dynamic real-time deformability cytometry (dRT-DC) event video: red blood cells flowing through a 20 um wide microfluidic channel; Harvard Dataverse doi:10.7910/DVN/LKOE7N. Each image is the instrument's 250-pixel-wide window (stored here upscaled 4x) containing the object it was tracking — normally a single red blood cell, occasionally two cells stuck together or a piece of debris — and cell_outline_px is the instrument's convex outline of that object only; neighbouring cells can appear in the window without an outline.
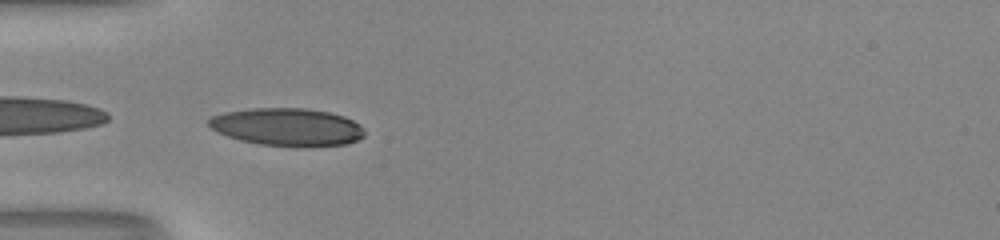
{"species": "human", "species_latin": "Homo sapiens", "temperature_condition": "room temperature", "stored_images_in_passage": 36, "camera_frame_rate_fps": 3000, "um_per_image_px": 0.085, "donor": {"sex": "male"}, "frame": {"image": 1, "passage_image": 1, "time_ms": 0.0, "image_size_px": [1000, 240], "cell_outline_px": [[364, 136], [348, 144], [308, 148], [296, 148], [260, 144], [240, 140], [216, 132], [208, 124], [208, 120], [212, 116], [224, 112], [252, 108], [304, 108], [328, 112], [344, 116], [360, 124], [364, 128]], "centroid_in_image_um": [24.44, 10.82], "position_along_channel_um": 60.6, "area_um2": 34.8}}
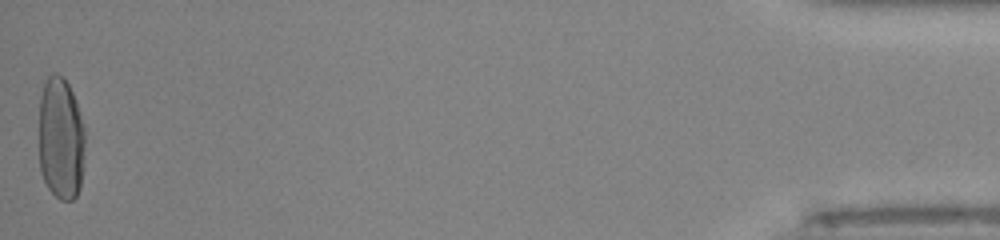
{"frame": {"image": 2, "passage_image": 36, "time_ms": 11.667, "image_size_px": [1000, 240], "cell_outline_px": [[84, 144], [80, 188], [76, 196], [72, 200], [60, 200], [48, 188], [40, 172], [40, 96], [44, 80], [52, 72], [56, 72], [64, 76], [76, 100], [84, 128]], "centroid_in_image_um": [5.16, 11.74], "position_along_channel_um": 430.0, "area_um2": 33.12}, "authors_computed_cell_mechanics": {"area_um2": 33.0327, "velocity_mm_per_s": 4.0283, "shape_relaxation_time_tau1_ms": 4.6674, "shape_relaxation_time_tau2_ms": null, "deformation_change_tau1": 0.2336, "deformation_change_tau2": null}}